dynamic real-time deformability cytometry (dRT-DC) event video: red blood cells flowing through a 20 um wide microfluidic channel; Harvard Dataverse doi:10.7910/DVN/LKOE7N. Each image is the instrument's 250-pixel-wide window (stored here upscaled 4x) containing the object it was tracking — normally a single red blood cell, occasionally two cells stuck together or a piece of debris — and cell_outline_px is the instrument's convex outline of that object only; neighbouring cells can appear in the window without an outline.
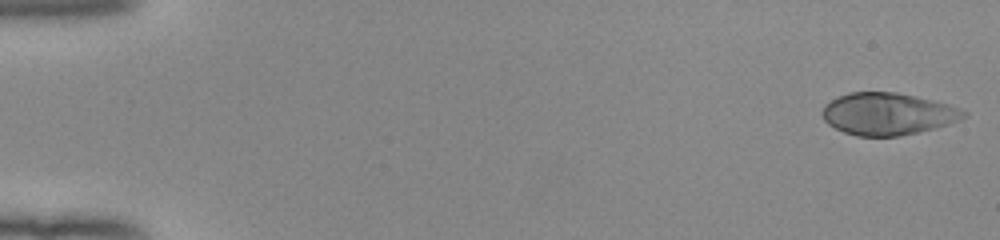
{"species": "human", "species_latin": "Homo sapiens", "temperature_condition": "room temperature", "stored_images_in_passage": 11, "camera_frame_rate_fps": 3000, "um_per_image_px": 0.085, "donor": {"sex": "female"}, "frame": {"image": 1, "passage_image": 1, "time_ms": 0.0, "image_size_px": [1000, 240], "cell_outline_px": [[968, 116], [960, 120], [936, 128], [900, 136], [856, 136], [844, 132], [828, 124], [824, 120], [820, 112], [824, 104], [848, 92], [896, 92], [932, 100], [948, 104], [960, 108], [968, 112]], "centroid_in_image_um": [75.46, 9.68], "position_along_channel_um": 9.5, "area_um2": 34.85}}